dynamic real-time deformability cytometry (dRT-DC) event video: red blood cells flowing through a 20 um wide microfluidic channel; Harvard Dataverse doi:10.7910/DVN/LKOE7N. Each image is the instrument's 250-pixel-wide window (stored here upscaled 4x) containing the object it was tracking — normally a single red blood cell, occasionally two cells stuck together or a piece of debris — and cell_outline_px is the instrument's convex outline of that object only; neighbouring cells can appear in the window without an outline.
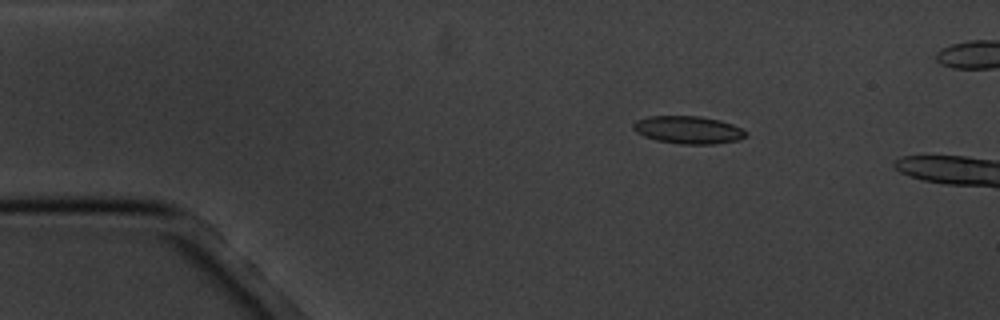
{"species": "common noctule bat (a hibernating species)", "species_latin": "Nyctalus noctula", "temperature_condition": "cold", "stored_images_in_passage": 5, "camera_frame_rate_fps": 3000, "um_per_image_px": 0.085, "animal": {"sex": "male", "body_mass_g": 20.1, "forearm_length_mm": 53.5}, "frame": {"image": 1, "passage_image": 2, "time_ms": 1.0, "image_size_px": [1000, 320], "cell_outline_px": [[748, 132], [744, 136], [736, 140], [712, 144], [684, 144], [656, 140], [644, 136], [636, 132], [632, 128], [632, 124], [636, 120], [648, 116], [700, 116], [720, 120], [732, 124]], "centroid_in_image_um": [58.45, 11.02], "position_along_channel_um": 26.5, "area_um2": 18.03}}